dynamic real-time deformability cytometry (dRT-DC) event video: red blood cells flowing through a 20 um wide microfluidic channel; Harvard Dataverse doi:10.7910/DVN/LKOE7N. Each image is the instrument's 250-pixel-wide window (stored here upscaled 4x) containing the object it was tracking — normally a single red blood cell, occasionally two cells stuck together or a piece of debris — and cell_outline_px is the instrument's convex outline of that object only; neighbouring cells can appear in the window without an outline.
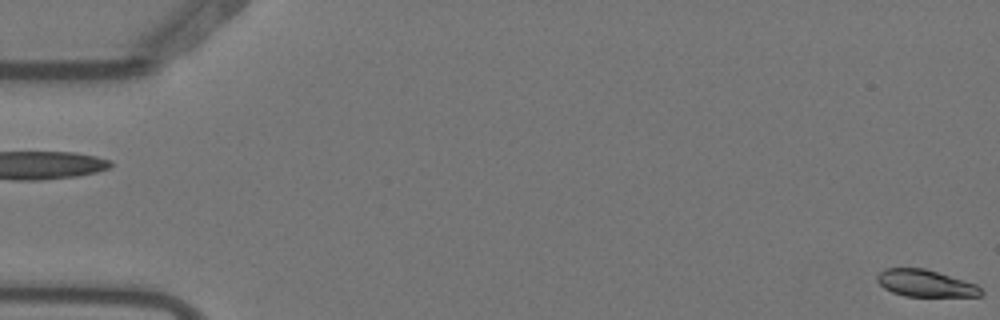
{"species": "Egyptian fruit bat (a non-hibernating species)", "species_latin": "Rousettus aegyptiacus", "temperature_condition": "warm", "stored_images_in_passage": 5, "camera_frame_rate_fps": 3000, "um_per_image_px": 0.085, "animal": {"sex": "female"}, "frame": {"image": 1, "passage_image": 5, "time_ms": 1.333, "image_size_px": [1000, 320], "cell_outline_px": [[984, 292], [980, 296], [904, 296], [892, 292], [884, 288], [876, 280], [876, 276], [884, 268], [924, 268], [964, 280], [976, 284]], "centroid_in_image_um": [78.64, 24.08], "position_along_channel_um": 6.4, "area_um2": 16.24}}